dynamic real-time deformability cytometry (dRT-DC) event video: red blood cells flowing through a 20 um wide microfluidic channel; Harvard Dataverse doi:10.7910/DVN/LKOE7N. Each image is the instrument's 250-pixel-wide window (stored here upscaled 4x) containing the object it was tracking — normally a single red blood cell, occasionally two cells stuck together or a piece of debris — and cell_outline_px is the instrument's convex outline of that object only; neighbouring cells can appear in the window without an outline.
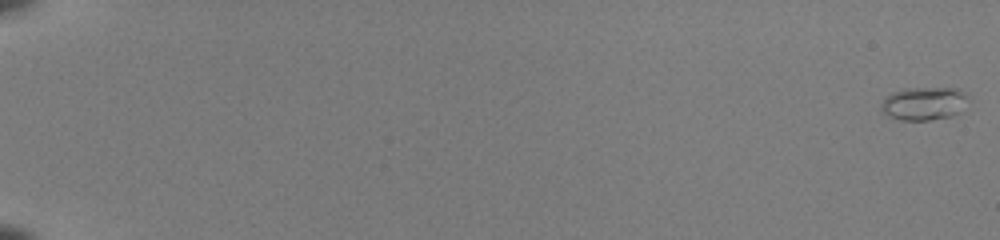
{"species": "common noctule bat (a hibernating species)", "species_latin": "Nyctalus noctula", "temperature_condition": "room temperature", "stored_images_in_passage": 53, "camera_frame_rate_fps": 3000, "um_per_image_px": 0.085, "animal": {"sex": "female", "body_mass_g": 22.0, "forearm_length_mm": 56.7}, "frame": {"image": 1, "passage_image": 1, "time_ms": 0.0, "image_size_px": [1000, 240], "cell_outline_px": [[972, 100], [960, 112], [952, 116], [928, 120], [900, 120], [888, 116], [880, 108], [880, 104], [892, 92], [904, 88], [960, 88], [972, 96]], "centroid_in_image_um": [78.64, 8.78], "position_along_channel_um": 6.4, "area_um2": 17.34}}
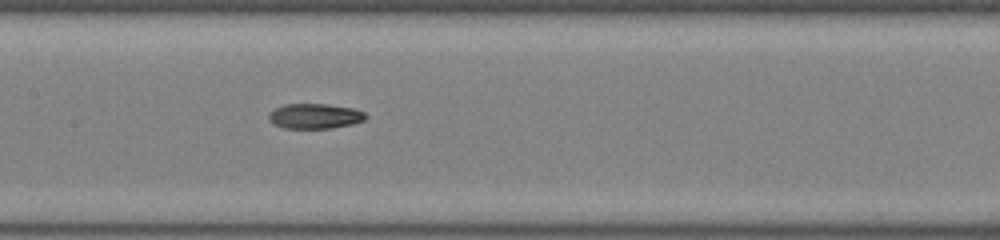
{"frame": {"image": 2, "passage_image": 30, "time_ms": 9.667, "image_size_px": [1000, 240], "cell_outline_px": [[368, 116], [364, 120], [352, 124], [328, 128], [284, 128], [268, 120], [268, 112], [284, 104], [328, 104], [352, 108], [364, 112]], "centroid_in_image_um": [26.75, 9.86], "position_along_channel_um": 180.7, "area_um2": 14.1}}
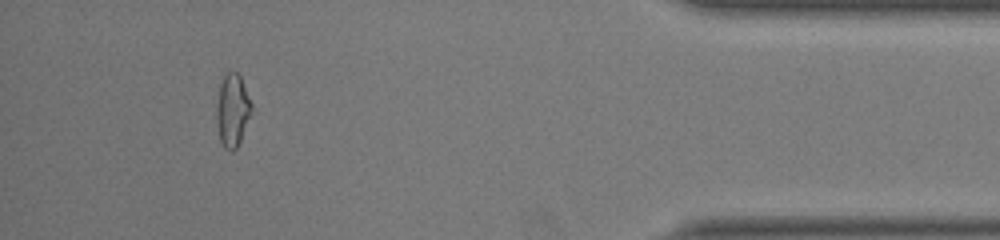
{"frame": {"image": 3, "passage_image": 50, "time_ms": 16.333, "image_size_px": [1000, 240], "cell_outline_px": [[252, 108], [240, 140], [236, 148], [232, 152], [224, 148], [220, 140], [216, 124], [216, 108], [220, 84], [224, 76], [228, 72], [236, 72], [240, 76], [252, 104]], "centroid_in_image_um": [19.73, 9.39], "position_along_channel_um": 415.5, "area_um2": 14.57}, "authors_computed_cell_mechanics": {"area_um2": 14.3922, "velocity_mm_per_s": 4.1147, "shape_relaxation_time_tau1_ms": 10.308, "shape_relaxation_time_tau2_ms": 2.0301, "deformation_change_tau1": 0.335, "deformation_change_tau2": 0.0616}}